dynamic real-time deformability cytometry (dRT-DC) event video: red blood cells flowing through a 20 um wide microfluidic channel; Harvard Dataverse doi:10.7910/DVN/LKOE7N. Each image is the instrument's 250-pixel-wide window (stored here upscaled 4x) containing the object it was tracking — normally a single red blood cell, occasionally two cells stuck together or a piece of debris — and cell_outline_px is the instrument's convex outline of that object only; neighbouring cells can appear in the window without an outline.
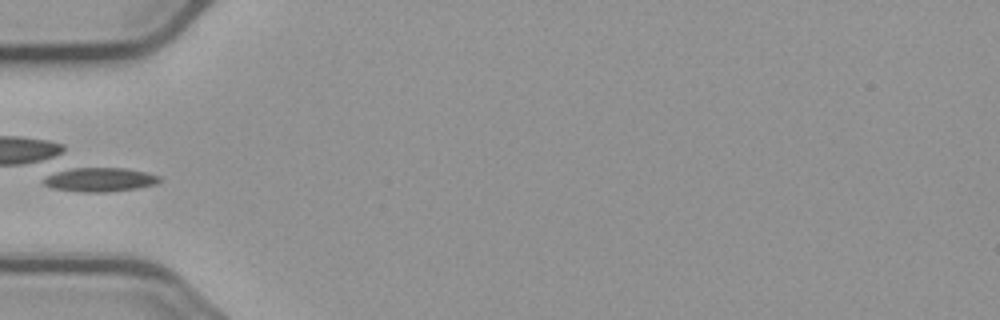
{"species": "common noctule bat (a hibernating species)", "species_latin": "Nyctalus noctula", "temperature_condition": "cold", "stored_images_in_passage": 6, "camera_frame_rate_fps": 3000, "um_per_image_px": 0.085, "animal": {"sex": "male", "body_mass_g": 23.1, "forearm_length_mm": 52.7}, "frame": {"image": 1, "passage_image": 5, "time_ms": 5.667, "image_size_px": [1000, 320], "cell_outline_px": [[164, 180], [156, 184], [136, 188], [108, 192], [84, 192], [52, 188], [44, 184], [44, 180], [56, 168], [124, 168], [144, 172], [160, 176]], "centroid_in_image_um": [8.47, 15.26], "position_along_channel_um": 76.5, "area_um2": 16.36}}
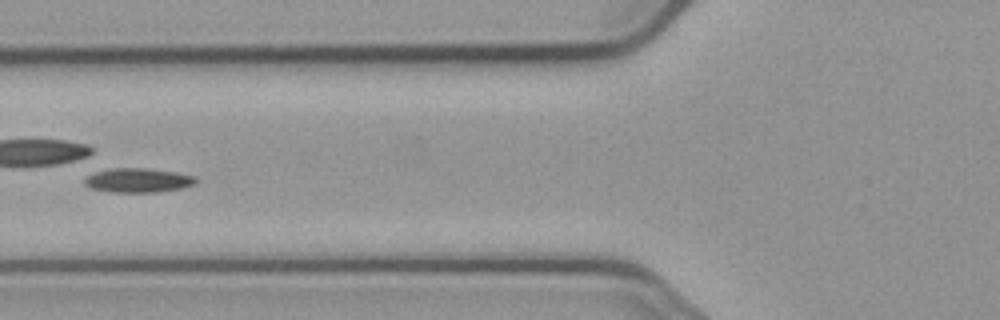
{"frame": {"image": 2, "passage_image": 6, "time_ms": 6.667, "image_size_px": [1000, 320], "cell_outline_px": [[200, 180], [196, 184], [180, 188], [156, 192], [112, 192], [92, 188], [84, 184], [84, 180], [88, 176], [96, 172], [112, 168], [144, 168], [176, 172], [196, 176]], "centroid_in_image_um": [11.79, 15.32], "position_along_channel_um": 114.0, "area_um2": 15.66}}